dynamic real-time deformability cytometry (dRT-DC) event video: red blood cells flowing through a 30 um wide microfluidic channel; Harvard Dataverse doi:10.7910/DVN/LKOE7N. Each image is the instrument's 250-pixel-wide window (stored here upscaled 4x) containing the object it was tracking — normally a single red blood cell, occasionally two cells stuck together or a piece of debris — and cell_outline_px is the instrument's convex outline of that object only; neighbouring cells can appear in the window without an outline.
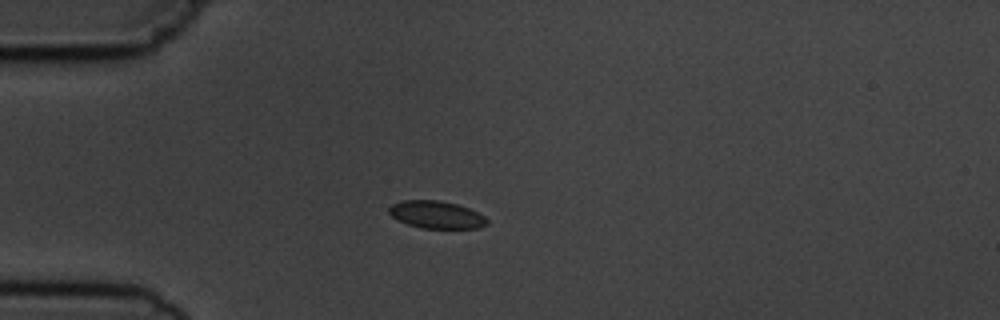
{"species": "common noctule bat (a hibernating species)", "species_latin": "Nyctalus noctula", "temperature_condition": "cold", "stored_images_in_passage": 4, "camera_frame_rate_fps": 3000, "um_per_image_px": 0.085, "animal": {"sex": "male", "body_mass_g": 19.5, "forearm_length_mm": 54.6}, "frame": {"image": 1, "passage_image": 4, "time_ms": 4.333, "image_size_px": [1000, 320], "cell_outline_px": [[488, 224], [480, 228], [420, 228], [408, 224], [392, 216], [388, 212], [388, 208], [392, 204], [404, 200], [440, 200], [456, 204], [468, 208], [484, 216], [488, 220]], "centroid_in_image_um": [37.1, 18.25], "position_along_channel_um": 47.9, "area_um2": 15.61}}